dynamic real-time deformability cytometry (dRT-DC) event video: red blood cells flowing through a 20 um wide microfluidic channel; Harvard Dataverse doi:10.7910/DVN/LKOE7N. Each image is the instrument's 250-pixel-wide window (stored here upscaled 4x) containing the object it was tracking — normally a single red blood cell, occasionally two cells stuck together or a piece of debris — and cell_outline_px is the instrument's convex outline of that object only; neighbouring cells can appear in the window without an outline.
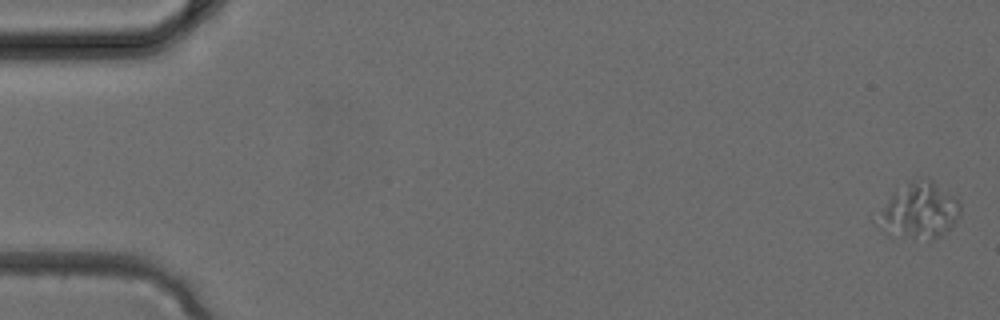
{"species": "common noctule bat (a hibernating species)", "species_latin": "Nyctalus noctula", "temperature_condition": "cold", "stored_images_in_passage": 5, "camera_frame_rate_fps": 3000, "um_per_image_px": 0.085, "animal": {"sex": "female", "body_mass_g": 24.6, "forearm_length_mm": 56.2}, "frame": {"image": 1, "passage_image": 1, "time_ms": 0.0, "image_size_px": [1000, 320], "cell_outline_px": [[960, 212], [956, 220], [940, 236], [932, 240], [928, 240], [884, 232], [872, 220], [892, 192], [908, 180], [924, 176], [928, 176], [956, 200], [960, 204]], "centroid_in_image_um": [78.05, 17.87], "position_along_channel_um": 7.0, "area_um2": 27.11}}